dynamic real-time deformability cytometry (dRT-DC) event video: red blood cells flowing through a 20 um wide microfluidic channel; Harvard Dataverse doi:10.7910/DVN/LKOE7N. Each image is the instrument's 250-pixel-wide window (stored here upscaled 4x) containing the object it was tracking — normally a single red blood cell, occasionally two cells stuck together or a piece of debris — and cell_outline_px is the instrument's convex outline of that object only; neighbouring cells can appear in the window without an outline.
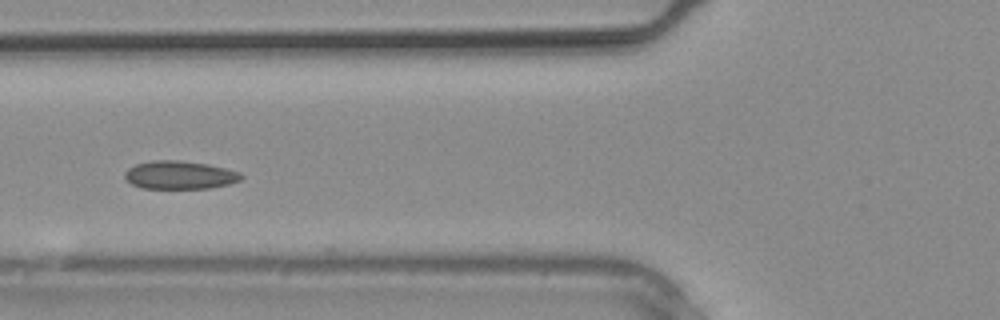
{"species": "common noctule bat (a hibernating species)", "species_latin": "Nyctalus noctula", "temperature_condition": "warm", "stored_images_in_passage": 27, "camera_frame_rate_fps": 3000, "um_per_image_px": 0.085, "animal": {"sex": "male", "body_mass_g": 20.4}, "frame": {"image": 1, "passage_image": 9, "time_ms": 2.667, "image_size_px": [1000, 320], "cell_outline_px": [[244, 176], [240, 180], [228, 184], [208, 188], [144, 188], [132, 184], [124, 176], [124, 172], [128, 168], [136, 164], [152, 160], [180, 160], [208, 164], [240, 172]], "centroid_in_image_um": [15.27, 14.86], "position_along_channel_um": 110.5, "area_um2": 19.02}}